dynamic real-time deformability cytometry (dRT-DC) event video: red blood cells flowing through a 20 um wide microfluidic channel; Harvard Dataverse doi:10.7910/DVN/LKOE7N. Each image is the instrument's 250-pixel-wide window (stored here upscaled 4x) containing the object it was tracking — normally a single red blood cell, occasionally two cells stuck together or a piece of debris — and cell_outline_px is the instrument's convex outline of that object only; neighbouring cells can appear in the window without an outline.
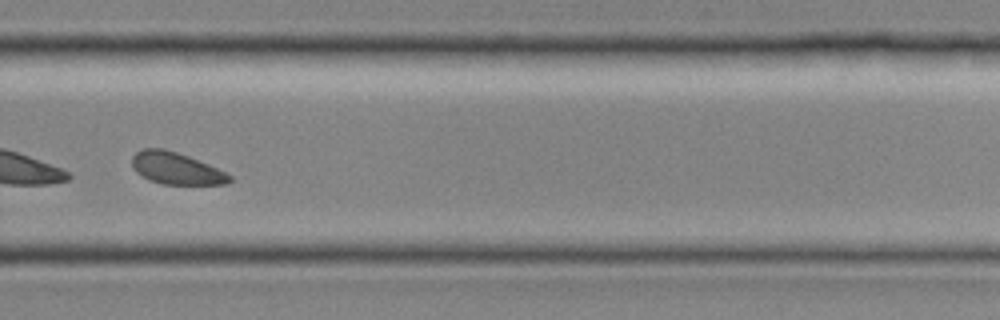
{"species": "common noctule bat (a hibernating species)", "species_latin": "Nyctalus noctula", "temperature_condition": "room temperature", "stored_images_in_passage": 38, "segment_of_instrument_passage": [2, 2], "camera_frame_rate_fps": 3000, "um_per_image_px": 0.085, "animal": {"sex": "female", "body_mass_g": 19.0, "forearm_length_mm": 51.5}, "frame": {"image": 1, "passage_image": 26, "time_ms": 8.333, "image_size_px": [1000, 320], "cell_outline_px": [[232, 180], [228, 184], [164, 184], [148, 180], [140, 176], [132, 168], [132, 156], [136, 152], [144, 148], [164, 148], [188, 156], [208, 164], [232, 176]], "centroid_in_image_um": [14.93, 14.31], "position_along_channel_um": 314.9, "area_um2": 18.15}}
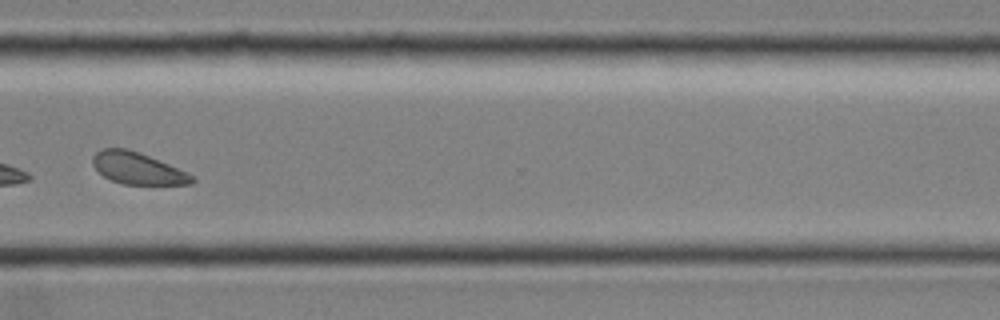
{"frame": {"image": 2, "passage_image": 29, "time_ms": 9.333, "image_size_px": [1000, 320], "cell_outline_px": [[196, 180], [192, 184], [124, 184], [112, 180], [104, 176], [92, 164], [92, 156], [96, 152], [104, 148], [128, 148], [140, 152], [188, 172]], "centroid_in_image_um": [11.7, 14.29], "position_along_channel_um": 358.9, "area_um2": 18.32}}